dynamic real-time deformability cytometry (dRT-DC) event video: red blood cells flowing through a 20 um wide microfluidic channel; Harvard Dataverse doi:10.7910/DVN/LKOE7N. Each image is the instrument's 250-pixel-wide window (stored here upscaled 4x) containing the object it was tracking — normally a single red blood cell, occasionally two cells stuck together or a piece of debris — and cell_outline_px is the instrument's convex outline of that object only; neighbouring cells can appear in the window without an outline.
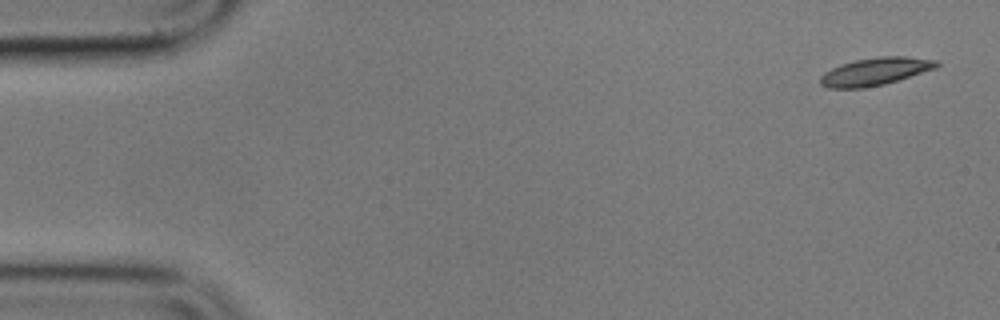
{"species": "common noctule bat (a hibernating species)", "species_latin": "Nyctalus noctula", "temperature_condition": "cold", "stored_images_in_passage": 4, "camera_frame_rate_fps": 3000, "um_per_image_px": 0.085, "animal": {"sex": "male", "body_mass_g": 17.9}, "frame": {"image": 1, "passage_image": 1, "time_ms": 0.0, "image_size_px": [1000, 320], "cell_outline_px": [[940, 64], [936, 68], [884, 84], [864, 88], [828, 88], [820, 84], [820, 76], [824, 72], [840, 64], [856, 60], [880, 56], [908, 56], [940, 60]], "centroid_in_image_um": [74.41, 6.06], "position_along_channel_um": 10.6, "area_um2": 18.79}}